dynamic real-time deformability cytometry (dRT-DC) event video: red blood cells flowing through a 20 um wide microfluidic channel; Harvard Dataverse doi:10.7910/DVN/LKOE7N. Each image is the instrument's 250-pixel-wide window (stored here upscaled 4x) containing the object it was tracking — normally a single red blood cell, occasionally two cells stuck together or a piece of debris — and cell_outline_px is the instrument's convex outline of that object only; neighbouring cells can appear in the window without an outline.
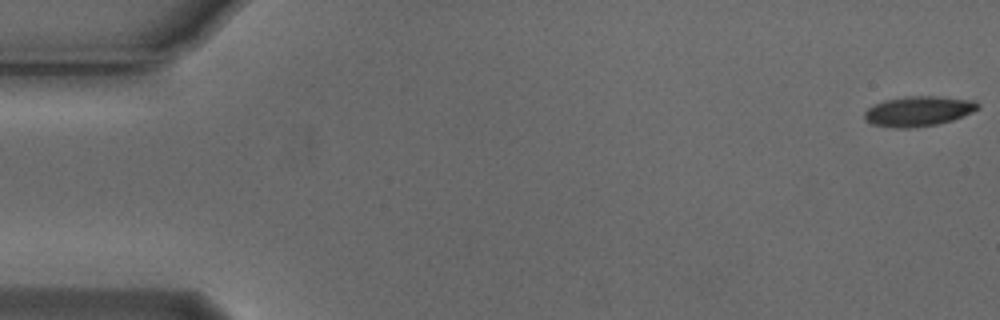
{"species": "Egyptian fruit bat (a non-hibernating species)", "species_latin": "Rousettus aegyptiacus", "temperature_condition": "cold", "stored_images_in_passage": 55, "camera_frame_rate_fps": 3000, "um_per_image_px": 0.085, "animal": {"sex": "male"}, "frame": {"image": 1, "passage_image": 1, "time_ms": 0.0, "image_size_px": [1000, 320], "cell_outline_px": [[980, 108], [972, 112], [952, 120], [936, 124], [908, 128], [896, 128], [872, 124], [864, 120], [864, 112], [868, 108], [884, 100], [908, 96], [932, 96], [976, 100], [980, 104]], "centroid_in_image_um": [78.07, 9.44], "position_along_channel_um": 6.9, "area_um2": 19.77}}
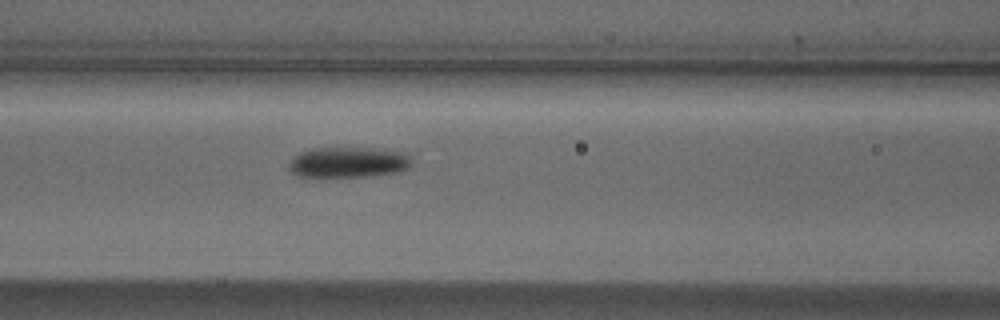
{"frame": {"image": 2, "passage_image": 23, "time_ms": 7.333, "image_size_px": [1000, 320], "cell_outline_px": [[416, 152], [412, 164], [408, 168], [396, 172], [372, 176], [296, 176], [288, 168], [292, 160], [300, 152], [312, 148], [372, 148]], "centroid_in_image_um": [29.76, 13.77], "position_along_channel_um": 136.8, "area_um2": 22.25}}
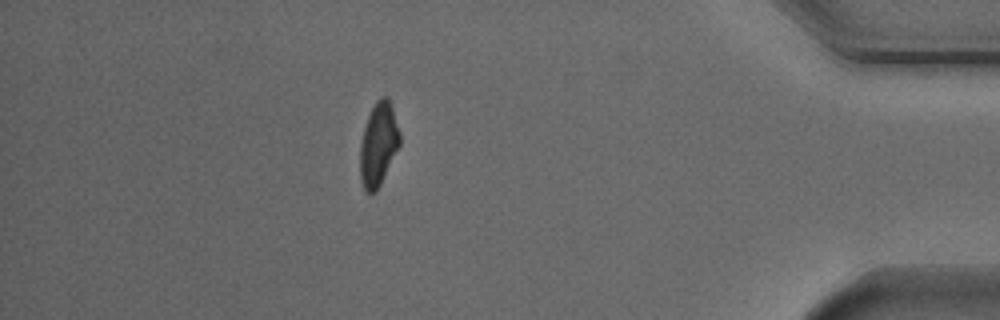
{"frame": {"image": 3, "passage_image": 48, "time_ms": 15.667, "image_size_px": [1000, 320], "cell_outline_px": [[400, 144], [380, 184], [372, 192], [364, 192], [360, 180], [360, 144], [364, 128], [368, 116], [376, 100], [380, 96], [388, 96], [400, 132]], "centroid_in_image_um": [32.15, 12.24], "position_along_channel_um": 403.0, "area_um2": 19.07}, "authors_computed_cell_mechanics": {"area_um2": 20.519, "velocity_mm_per_s": 3.7543, "shape_relaxation_time_tau1_ms": 6.1023, "shape_relaxation_time_tau2_ms": null, "deformation_change_tau1": 0.1505, "deformation_change_tau2": null}}